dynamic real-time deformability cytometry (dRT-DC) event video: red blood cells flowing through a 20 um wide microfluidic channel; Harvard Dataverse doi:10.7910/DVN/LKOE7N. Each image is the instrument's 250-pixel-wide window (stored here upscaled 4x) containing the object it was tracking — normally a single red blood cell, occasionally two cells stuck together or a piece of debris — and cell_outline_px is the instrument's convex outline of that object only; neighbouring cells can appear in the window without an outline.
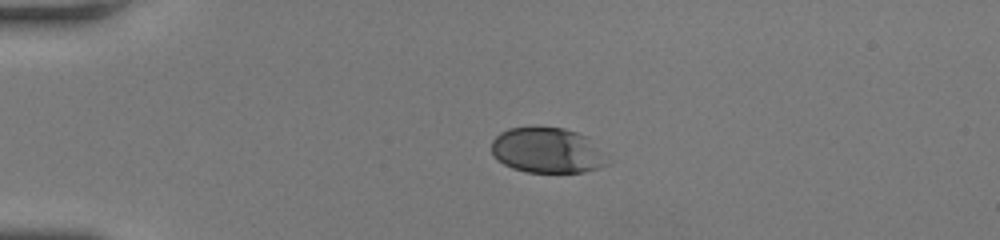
{"species": "human", "species_latin": "Homo sapiens", "temperature_condition": "room temperature", "stored_images_in_passage": 41, "camera_frame_rate_fps": 3000, "um_per_image_px": 0.085, "donor": {"sex": "female"}, "frame": {"image": 1, "passage_image": 1, "time_ms": 0.0, "image_size_px": [1000, 240], "cell_outline_px": [[608, 164], [584, 172], [528, 172], [512, 168], [496, 160], [492, 152], [492, 140], [500, 132], [508, 128], [564, 128], [588, 136]], "centroid_in_image_um": [46.45, 12.79], "position_along_channel_um": 38.6, "area_um2": 30.11}}
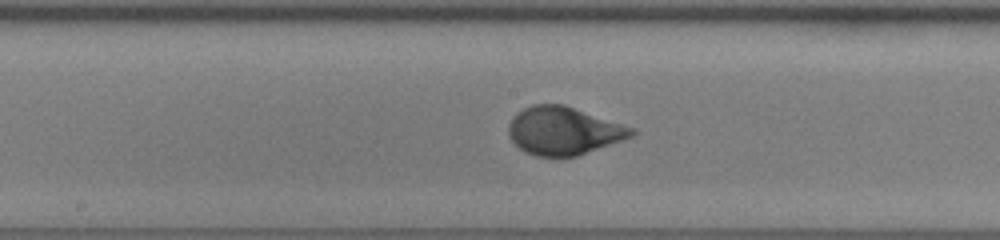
{"frame": {"image": 2, "passage_image": 17, "time_ms": 5.333, "image_size_px": [1000, 240], "cell_outline_px": [[636, 132], [632, 136], [624, 140], [576, 156], [536, 156], [520, 148], [508, 136], [508, 124], [512, 116], [516, 112], [532, 104], [564, 104], [636, 128]], "centroid_in_image_um": [47.92, 11.1], "position_along_channel_um": 200.3, "area_um2": 34.51}}
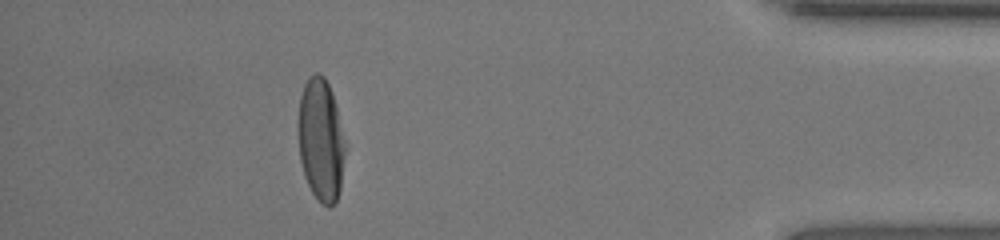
{"frame": {"image": 3, "passage_image": 36, "time_ms": 11.667, "image_size_px": [1000, 240], "cell_outline_px": [[344, 156], [340, 188], [336, 200], [328, 208], [320, 204], [312, 192], [304, 176], [300, 160], [296, 128], [296, 124], [300, 96], [304, 84], [308, 76], [316, 72], [320, 72], [324, 76], [332, 92], [336, 108], [344, 144]], "centroid_in_image_um": [27.21, 11.87], "position_along_channel_um": 408.0, "area_um2": 33.76}, "authors_computed_cell_mechanics": {"area_um2": 33.7552, "velocity_mm_per_s": 3.976, "shape_relaxation_time_tau1_ms": 3.0619, "shape_relaxation_time_tau2_ms": null, "deformation_change_tau1": 0.1871, "deformation_change_tau2": null}}